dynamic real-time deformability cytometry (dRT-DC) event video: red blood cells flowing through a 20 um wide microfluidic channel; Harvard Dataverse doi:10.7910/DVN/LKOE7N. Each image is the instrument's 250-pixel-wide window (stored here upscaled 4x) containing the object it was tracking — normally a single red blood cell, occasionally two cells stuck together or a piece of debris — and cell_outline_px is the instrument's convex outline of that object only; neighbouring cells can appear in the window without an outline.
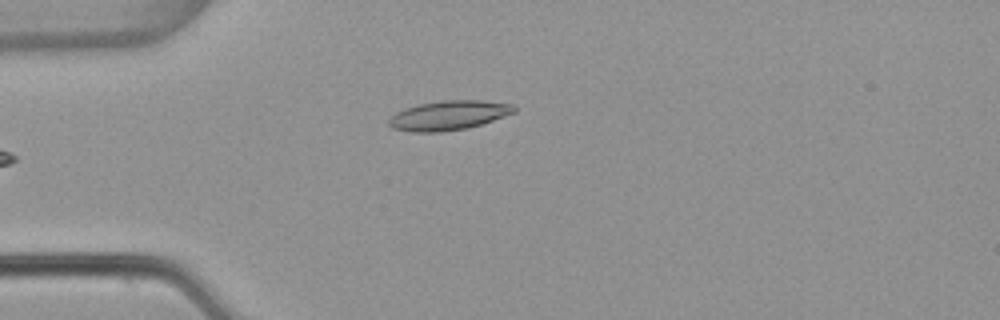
{"species": "common noctule bat (a hibernating species)", "species_latin": "Nyctalus noctula", "temperature_condition": "warm", "stored_images_in_passage": 4, "camera_frame_rate_fps": 3000, "um_per_image_px": 0.085, "animal": {"sex": "female", "body_mass_g": 22.7, "forearm_length_mm": 54.2}, "frame": {"image": 1, "passage_image": 4, "time_ms": 1.0, "image_size_px": [1000, 320], "cell_outline_px": [[516, 112], [468, 128], [440, 132], [412, 132], [392, 128], [388, 124], [388, 120], [396, 112], [404, 108], [420, 104], [440, 100], [484, 100], [516, 104]], "centroid_in_image_um": [38.15, 9.79], "position_along_channel_um": 46.8, "area_um2": 21.62}}